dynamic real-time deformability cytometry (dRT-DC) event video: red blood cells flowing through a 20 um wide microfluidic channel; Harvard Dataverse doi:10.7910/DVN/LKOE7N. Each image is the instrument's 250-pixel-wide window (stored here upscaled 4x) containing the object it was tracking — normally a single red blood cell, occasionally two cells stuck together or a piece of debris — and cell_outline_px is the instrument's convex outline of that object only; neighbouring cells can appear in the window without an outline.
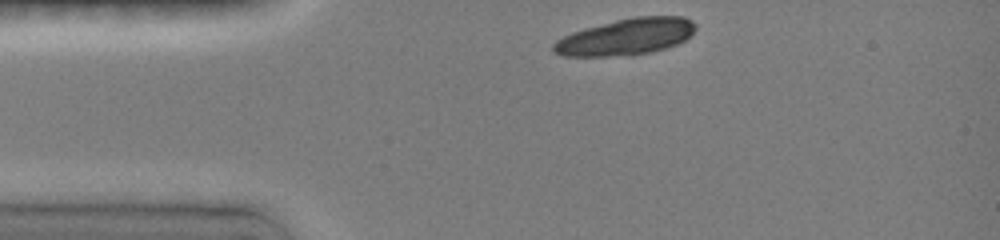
{"species": "common noctule bat (a hibernating species)", "species_latin": "Nyctalus noctula", "temperature_condition": "room temperature", "stored_images_in_passage": 9, "camera_frame_rate_fps": 3000, "um_per_image_px": 0.085, "animal": {"sex": "female", "body_mass_g": 19.0, "forearm_length_mm": 51.5}, "frame": {"image": 1, "passage_image": 1, "time_ms": 0.0, "image_size_px": [1000, 240], "cell_outline_px": [[696, 28], [684, 40], [676, 44], [664, 48], [648, 52], [604, 56], [564, 56], [552, 52], [552, 44], [556, 40], [572, 32], [584, 28], [616, 20], [636, 16], [684, 16], [692, 20], [696, 24]], "centroid_in_image_um": [53.18, 3.11], "position_along_channel_um": 31.8, "area_um2": 29.82}}